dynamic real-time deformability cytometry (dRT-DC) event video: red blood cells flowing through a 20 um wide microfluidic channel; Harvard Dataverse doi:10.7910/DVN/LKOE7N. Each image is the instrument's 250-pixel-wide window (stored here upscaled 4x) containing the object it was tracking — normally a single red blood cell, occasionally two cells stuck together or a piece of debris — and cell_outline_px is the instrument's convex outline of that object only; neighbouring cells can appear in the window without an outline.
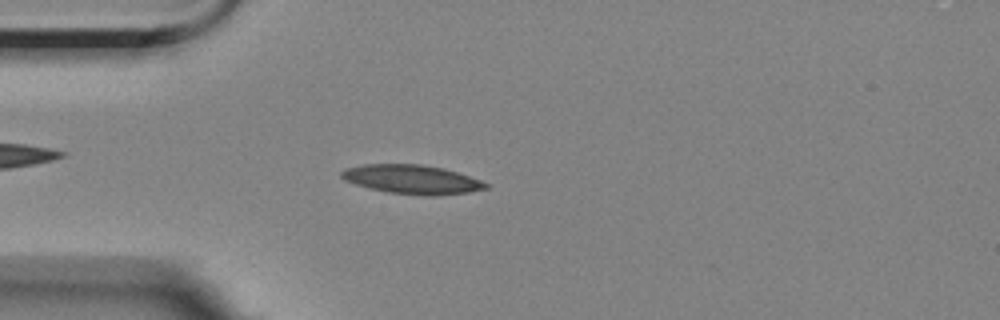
{"species": "Egyptian fruit bat (a non-hibernating species)", "species_latin": "Rousettus aegyptiacus", "temperature_condition": "room temperature", "stored_images_in_passage": 55, "camera_frame_rate_fps": 3000, "um_per_image_px": 0.085, "animal": {"sex": "female"}, "frame": {"image": 1, "passage_image": 14, "time_ms": 4.333, "image_size_px": [1000, 320], "cell_outline_px": [[488, 188], [468, 192], [388, 192], [356, 184], [344, 180], [340, 176], [340, 172], [344, 168], [364, 164], [420, 164], [444, 168], [480, 180], [488, 184]], "centroid_in_image_um": [34.91, 15.18], "position_along_channel_um": 50.1, "area_um2": 23.0}}
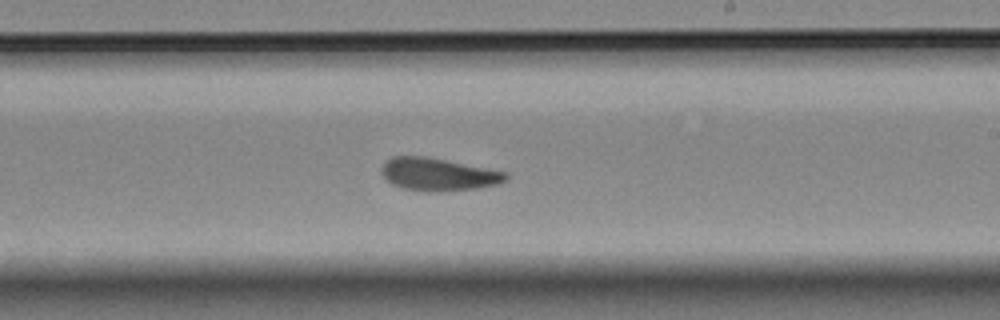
{"frame": {"image": 2, "passage_image": 32, "time_ms": 10.333, "image_size_px": [1000, 320], "cell_outline_px": [[508, 180], [496, 184], [476, 188], [428, 192], [404, 188], [392, 184], [384, 176], [380, 168], [392, 156], [424, 156], [508, 172]], "centroid_in_image_um": [37.26, 14.81], "position_along_channel_um": 251.7, "area_um2": 23.35}}
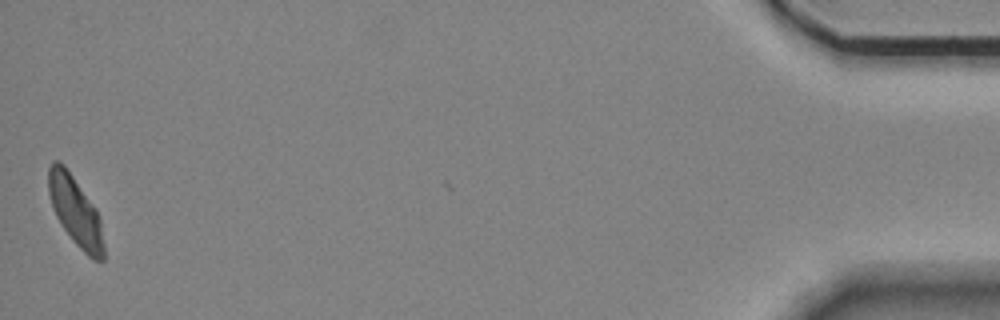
{"frame": {"image": 3, "passage_image": 55, "time_ms": 18.0, "image_size_px": [1000, 320], "cell_outline_px": [[104, 260], [92, 260], [72, 240], [60, 224], [56, 216], [48, 192], [48, 168], [52, 160], [60, 160], [64, 164], [96, 208], [100, 220], [104, 244]], "centroid_in_image_um": [6.4, 17.94], "position_along_channel_um": 428.8, "area_um2": 22.37}, "authors_computed_cell_mechanics": {"area_um2": 23.0044, "velocity_mm_per_s": 3.4945, "shape_relaxation_time_tau1_ms": 6.9506, "shape_relaxation_time_tau2_ms": 5.0117, "deformation_change_tau1": 0.1485, "deformation_change_tau2": 0.1098}}